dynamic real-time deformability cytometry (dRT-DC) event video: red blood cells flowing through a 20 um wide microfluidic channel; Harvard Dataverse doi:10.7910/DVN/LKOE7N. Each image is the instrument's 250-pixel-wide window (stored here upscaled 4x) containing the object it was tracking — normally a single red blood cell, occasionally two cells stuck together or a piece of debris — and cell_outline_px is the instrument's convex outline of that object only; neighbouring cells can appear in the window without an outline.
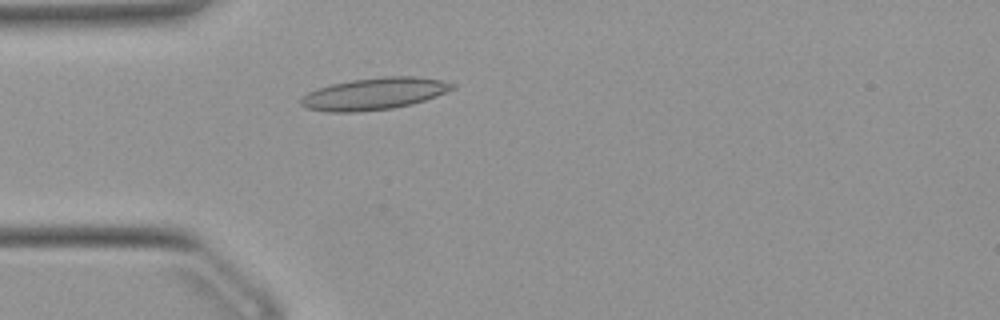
{"species": "Egyptian fruit bat (a non-hibernating species)", "species_latin": "Rousettus aegyptiacus", "temperature_condition": "warm", "stored_images_in_passage": 50, "camera_frame_rate_fps": 3000, "um_per_image_px": 0.085, "animal": {"sex": "female"}, "frame": {"image": 1, "passage_image": 12, "time_ms": 3.667, "image_size_px": [1000, 320], "cell_outline_px": [[456, 88], [436, 96], [412, 104], [392, 108], [360, 112], [328, 112], [304, 108], [300, 104], [300, 100], [308, 92], [316, 88], [332, 84], [352, 80], [384, 76], [416, 76], [440, 80], [456, 84]], "centroid_in_image_um": [31.8, 7.97], "position_along_channel_um": 53.2, "area_um2": 28.26}}
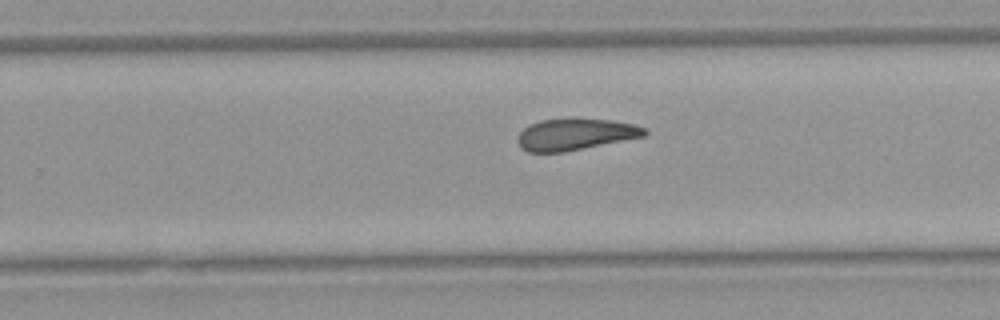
{"frame": {"image": 2, "passage_image": 30, "time_ms": 9.667, "image_size_px": [1000, 320], "cell_outline_px": [[648, 132], [644, 136], [564, 152], [528, 152], [520, 148], [516, 140], [520, 132], [528, 124], [540, 120], [568, 116], [572, 116], [612, 120], [632, 124], [648, 128]], "centroid_in_image_um": [48.86, 11.38], "position_along_channel_um": 280.9, "area_um2": 24.04}}
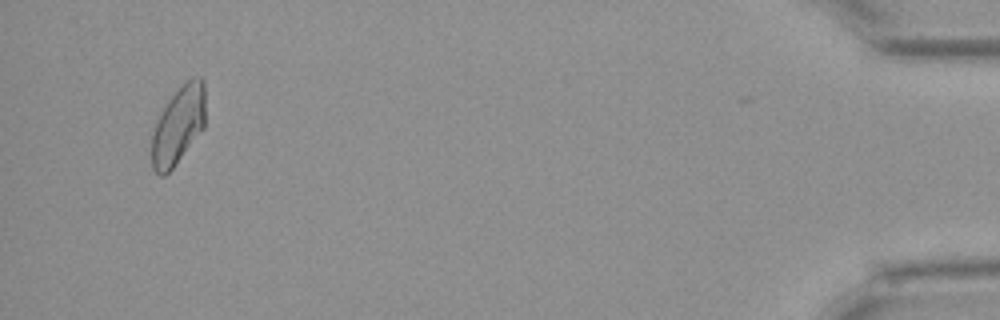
{"frame": {"image": 3, "passage_image": 47, "time_ms": 15.333, "image_size_px": [1000, 320], "cell_outline_px": [[204, 128], [172, 168], [164, 176], [160, 176], [152, 168], [152, 132], [156, 120], [160, 112], [168, 100], [188, 80], [196, 76], [200, 76], [204, 80]], "centroid_in_image_um": [15.14, 10.65], "position_along_channel_um": 420.1, "area_um2": 24.1}, "authors_computed_cell_mechanics": {"area_um2": 24.4494, "velocity_mm_per_s": 3.9133, "shape_relaxation_time_tau1_ms": null, "shape_relaxation_time_tau2_ms": 3.917, "deformation_change_tau1": null, "deformation_change_tau2": 0.1192}}